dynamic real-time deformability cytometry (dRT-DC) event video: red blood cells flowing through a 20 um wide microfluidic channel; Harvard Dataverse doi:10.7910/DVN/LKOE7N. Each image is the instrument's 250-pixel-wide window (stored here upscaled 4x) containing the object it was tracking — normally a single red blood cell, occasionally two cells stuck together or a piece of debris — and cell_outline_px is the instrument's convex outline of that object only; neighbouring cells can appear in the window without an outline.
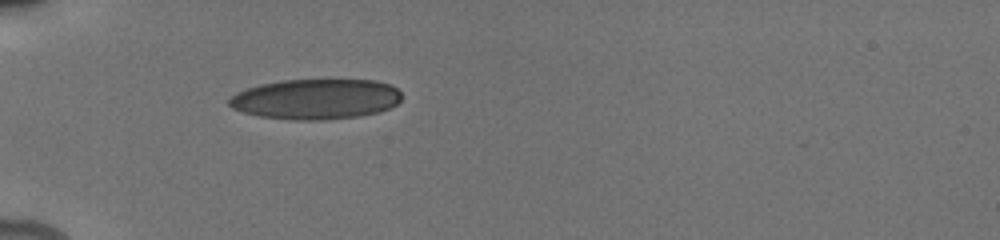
{"species": "human", "species_latin": "Homo sapiens", "temperature_condition": "cold", "stored_images_in_passage": 40, "camera_frame_rate_fps": 3000, "um_per_image_px": 0.085, "donor": {"sex": "male"}, "frame": {"image": 1, "passage_image": 1, "time_ms": 0.0, "image_size_px": [1000, 240], "cell_outline_px": [[400, 100], [396, 104], [380, 112], [360, 116], [324, 120], [296, 120], [260, 116], [244, 112], [232, 108], [228, 104], [228, 100], [236, 92], [260, 84], [284, 80], [376, 80], [388, 84], [396, 88], [400, 92]], "centroid_in_image_um": [26.84, 8.42], "position_along_channel_um": 58.2, "area_um2": 40.46}}
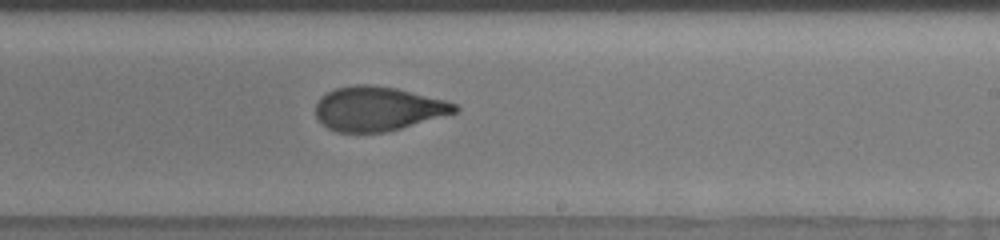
{"frame": {"image": 2, "passage_image": 24, "time_ms": 3.667, "image_size_px": [1000, 240], "cell_outline_px": [[460, 108], [456, 112], [388, 132], [336, 132], [328, 128], [316, 116], [316, 104], [320, 96], [336, 88], [356, 84], [372, 84], [396, 88], [444, 100], [456, 104]], "centroid_in_image_um": [32.1, 9.24], "position_along_channel_um": 256.9, "area_um2": 35.72}}
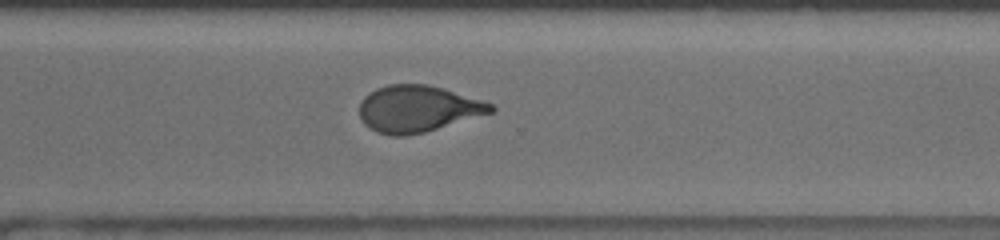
{"frame": {"image": 3, "passage_image": 37, "time_ms": 5.667, "image_size_px": [1000, 240], "cell_outline_px": [[496, 108], [492, 112], [424, 132], [404, 136], [392, 136], [376, 132], [364, 124], [360, 116], [360, 104], [364, 96], [376, 88], [388, 84], [428, 84], [444, 88], [492, 104]], "centroid_in_image_um": [35.47, 9.24], "position_along_channel_um": 335.1, "area_um2": 35.43}}